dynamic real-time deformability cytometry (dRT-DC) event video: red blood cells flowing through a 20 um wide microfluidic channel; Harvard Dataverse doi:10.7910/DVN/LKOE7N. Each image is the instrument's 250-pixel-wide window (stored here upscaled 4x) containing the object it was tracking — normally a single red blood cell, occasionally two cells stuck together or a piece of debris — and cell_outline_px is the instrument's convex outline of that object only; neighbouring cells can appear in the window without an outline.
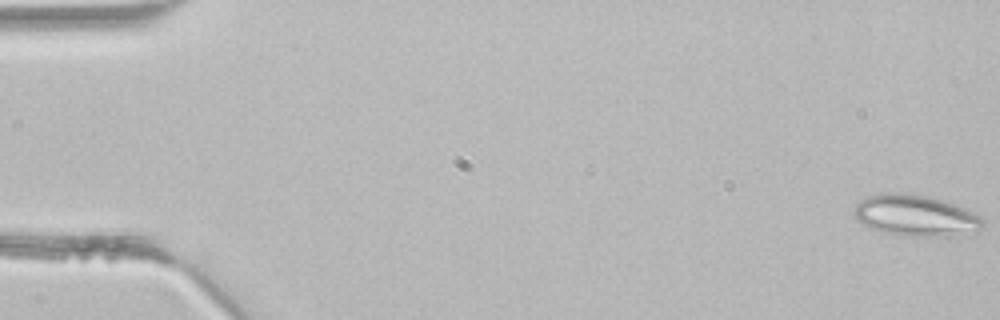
{"species": "common noctule bat (a hibernating species)", "species_latin": "Nyctalus noctula", "temperature_condition": "room temperature", "stored_images_in_passage": 4, "camera_frame_rate_fps": 3000, "um_per_image_px": 0.085, "animal": {"sex": "male", "body_mass_g": 21.5, "forearm_length_mm": 52.0}, "frame": {"image": 1, "passage_image": 1, "time_ms": 0.0, "image_size_px": [1000, 320], "cell_outline_px": [[984, 224], [980, 228], [968, 236], [904, 236], [872, 228], [856, 220], [852, 212], [856, 204], [860, 200], [868, 196], [888, 192], [904, 192], [928, 196], [956, 204], [980, 216], [984, 220]], "centroid_in_image_um": [77.85, 18.32], "position_along_channel_um": 7.1, "area_um2": 31.21}}